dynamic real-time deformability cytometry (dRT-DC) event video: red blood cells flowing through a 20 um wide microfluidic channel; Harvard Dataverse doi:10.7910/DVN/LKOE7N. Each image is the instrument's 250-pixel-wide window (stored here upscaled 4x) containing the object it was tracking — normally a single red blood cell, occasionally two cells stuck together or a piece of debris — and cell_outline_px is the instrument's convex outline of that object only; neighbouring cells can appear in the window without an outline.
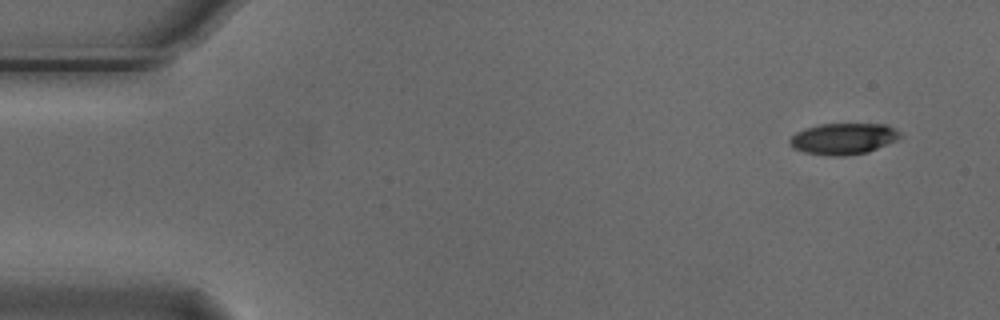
{"species": "Egyptian fruit bat (a non-hibernating species)", "species_latin": "Rousettus aegyptiacus", "temperature_condition": "cold", "stored_images_in_passage": 3, "segment_of_instrument_passage": [2, 2], "camera_frame_rate_fps": 3000, "um_per_image_px": 0.085, "animal": {"sex": "male"}, "frame": {"image": 1, "passage_image": 3, "time_ms": 0.667, "image_size_px": [1000, 320], "cell_outline_px": [[904, 136], [896, 140], [868, 152], [844, 156], [828, 156], [804, 152], [792, 148], [788, 144], [788, 140], [796, 132], [820, 124], [884, 124], [900, 132]], "centroid_in_image_um": [71.66, 11.8], "position_along_channel_um": 13.3, "area_um2": 20.11}}